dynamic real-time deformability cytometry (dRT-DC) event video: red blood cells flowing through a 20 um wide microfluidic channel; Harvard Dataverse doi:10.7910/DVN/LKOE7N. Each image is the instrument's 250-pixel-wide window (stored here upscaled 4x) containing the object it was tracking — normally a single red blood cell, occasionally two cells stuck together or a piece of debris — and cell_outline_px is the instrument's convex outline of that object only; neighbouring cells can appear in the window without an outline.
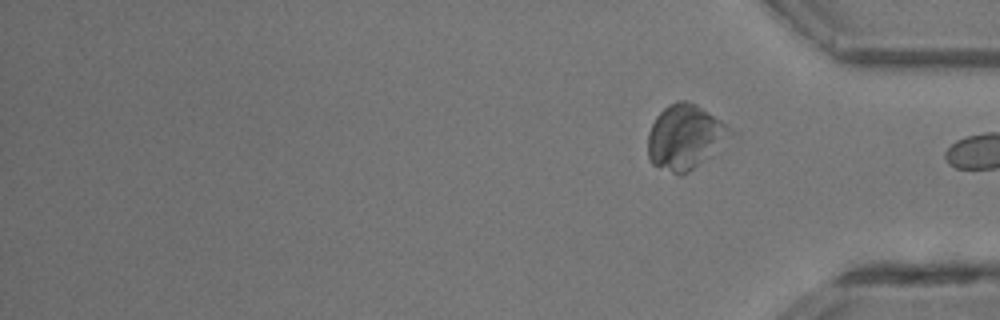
{"species": "common noctule bat (a hibernating species)", "species_latin": "Nyctalus noctula", "temperature_condition": "room temperature", "stored_images_in_passage": 35, "segment_of_instrument_passage": [2, 2], "camera_frame_rate_fps": 3000, "um_per_image_px": 0.085, "animal": {"sex": "male", "body_mass_g": 13.3}, "frame": {"image": 1, "passage_image": 35, "time_ms": 11.333, "image_size_px": [1000, 320], "cell_outline_px": [[740, 136], [712, 156], [688, 172], [680, 176], [652, 164], [648, 156], [648, 132], [656, 116], [668, 104], [676, 100], [684, 100], [696, 104], [720, 120], [736, 132]], "centroid_in_image_um": [58.32, 11.66], "position_along_channel_um": 376.9, "area_um2": 31.96}}